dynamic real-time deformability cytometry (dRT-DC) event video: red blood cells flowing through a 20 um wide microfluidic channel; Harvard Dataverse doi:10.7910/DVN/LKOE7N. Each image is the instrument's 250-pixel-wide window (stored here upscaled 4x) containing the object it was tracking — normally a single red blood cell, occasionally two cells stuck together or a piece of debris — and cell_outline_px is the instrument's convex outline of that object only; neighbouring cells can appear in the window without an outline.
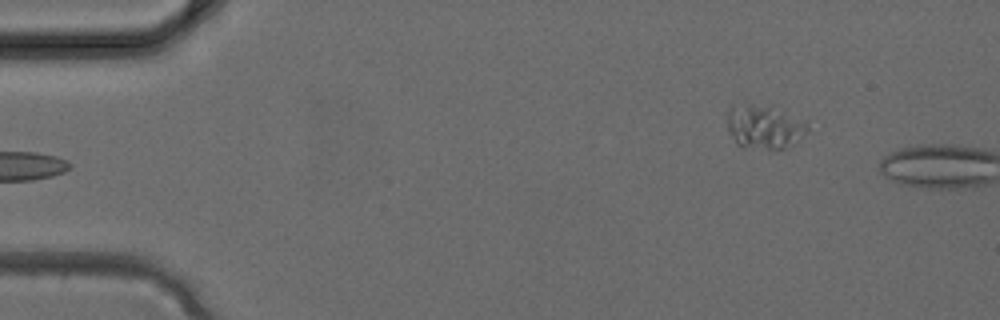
{"species": "common noctule bat (a hibernating species)", "species_latin": "Nyctalus noctula", "temperature_condition": "cold", "stored_images_in_passage": 4, "camera_frame_rate_fps": 3000, "um_per_image_px": 0.085, "animal": {"sex": "female", "body_mass_g": 24.6, "forearm_length_mm": 56.2}, "frame": {"image": 1, "passage_image": 4, "time_ms": 1.0, "image_size_px": [1000, 320], "cell_outline_px": [[808, 132], [792, 144], [784, 148], [768, 152], [740, 148], [736, 144], [728, 132], [728, 108], [732, 104], [744, 100], [808, 120]], "centroid_in_image_um": [64.9, 10.81], "position_along_channel_um": 20.1, "area_um2": 21.5}}